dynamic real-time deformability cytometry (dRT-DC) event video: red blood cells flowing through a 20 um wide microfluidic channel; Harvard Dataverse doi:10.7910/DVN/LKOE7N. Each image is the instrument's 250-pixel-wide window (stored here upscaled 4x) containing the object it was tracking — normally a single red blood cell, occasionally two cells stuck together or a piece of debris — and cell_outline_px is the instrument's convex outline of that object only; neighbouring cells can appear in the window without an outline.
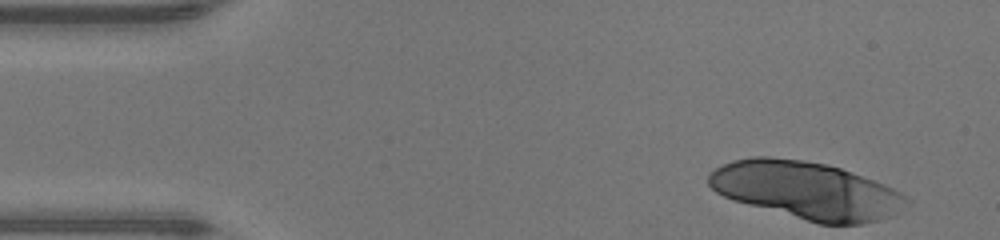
{"species": "human", "species_latin": "Homo sapiens", "temperature_condition": "warm", "stored_images_in_passage": 43, "camera_frame_rate_fps": 3000, "um_per_image_px": 0.085, "donor": {"sex": "male"}, "frame": {"image": 1, "passage_image": 1, "time_ms": 0.0, "image_size_px": [1000, 240], "cell_outline_px": [[912, 200], [880, 220], [864, 224], [820, 224], [732, 200], [716, 192], [708, 184], [708, 176], [716, 168], [732, 160], [752, 156], [768, 156], [804, 160], [828, 164], [852, 172], [884, 184], [900, 192]], "centroid_in_image_um": [68.51, 16.16], "position_along_channel_um": 16.5, "area_um2": 65.78}}
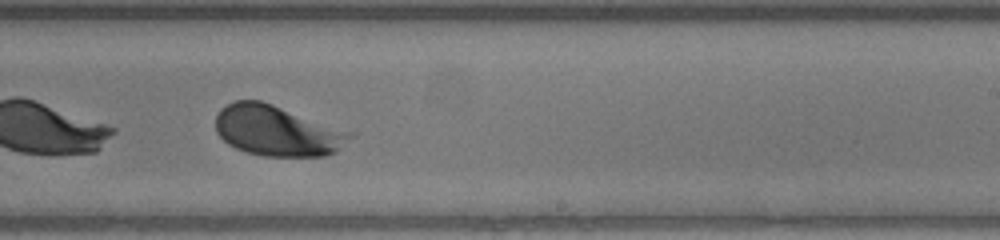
{"frame": {"image": 2, "passage_image": 26, "time_ms": 8.333, "image_size_px": [1000, 240], "cell_outline_px": [[356, 132], [336, 152], [324, 156], [264, 156], [248, 152], [236, 148], [228, 144], [216, 132], [216, 116], [220, 108], [236, 100], [260, 100]], "centroid_in_image_um": [23.58, 11.11], "position_along_channel_um": 265.4, "area_um2": 39.65}}
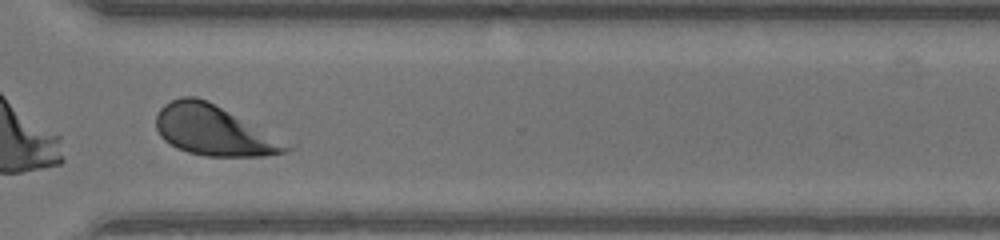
{"frame": {"image": 3, "passage_image": 32, "time_ms": 10.333, "image_size_px": [1000, 240], "cell_outline_px": [[292, 148], [288, 152], [264, 156], [204, 156], [188, 152], [176, 148], [164, 140], [160, 136], [156, 128], [156, 116], [160, 108], [164, 104], [180, 96], [196, 96], [208, 100]], "centroid_in_image_um": [18.04, 11.09], "position_along_channel_um": 352.6, "area_um2": 37.05}, "authors_computed_cell_mechanics": {"area_um2": 39.015, "velocity_mm_per_s": 4.3407, "shape_relaxation_time_tau1_ms": 1.5427, "shape_relaxation_time_tau2_ms": null, "deformation_change_tau1": 0.121, "deformation_change_tau2": null}}